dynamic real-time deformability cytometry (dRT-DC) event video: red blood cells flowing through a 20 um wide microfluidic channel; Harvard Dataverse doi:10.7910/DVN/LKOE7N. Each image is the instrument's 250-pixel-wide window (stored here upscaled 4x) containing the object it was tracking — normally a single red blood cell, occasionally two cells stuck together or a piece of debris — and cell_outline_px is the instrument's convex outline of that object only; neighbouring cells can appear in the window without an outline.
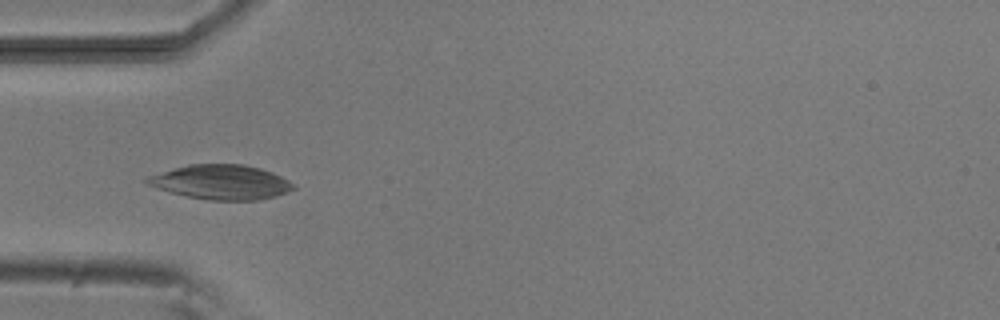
{"species": "common noctule bat (a hibernating species)", "species_latin": "Nyctalus noctula", "temperature_condition": "room temperature", "stored_images_in_passage": 7, "camera_frame_rate_fps": 3000, "um_per_image_px": 0.085, "animal": {"sex": "male", "body_mass_g": 20.5, "forearm_length_mm": 52.5}, "frame": {"image": 1, "passage_image": 5, "time_ms": 4.333, "image_size_px": [1000, 320], "cell_outline_px": [[296, 188], [288, 192], [276, 196], [260, 200], [208, 200], [188, 196], [156, 188], [148, 184], [144, 180], [148, 176], [188, 164], [244, 164], [260, 168], [272, 172], [296, 184]], "centroid_in_image_um": [18.84, 15.48], "position_along_channel_um": 66.2, "area_um2": 29.42}}
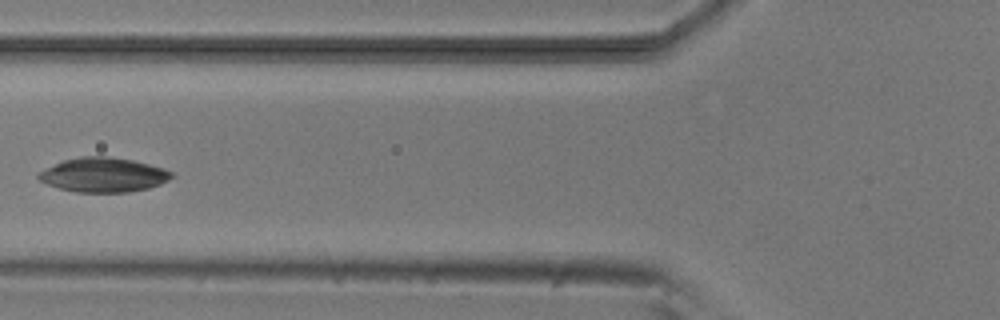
{"frame": {"image": 2, "passage_image": 6, "time_ms": 5.667, "image_size_px": [1000, 320], "cell_outline_px": [[176, 176], [160, 184], [148, 188], [128, 192], [76, 192], [60, 188], [48, 184], [40, 180], [36, 176], [40, 172], [64, 160], [80, 156], [108, 156], [132, 160], [164, 168], [172, 172]], "centroid_in_image_um": [8.83, 14.86], "position_along_channel_um": 117.0, "area_um2": 26.47}}
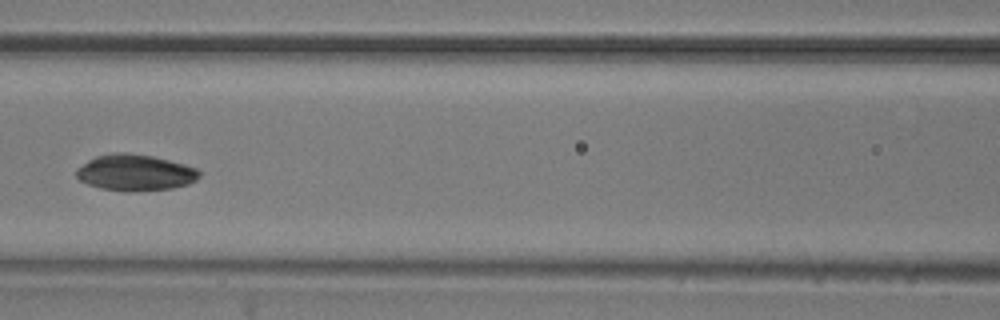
{"frame": {"image": 3, "passage_image": 7, "time_ms": 6.667, "image_size_px": [1000, 320], "cell_outline_px": [[200, 176], [196, 180], [188, 184], [172, 188], [132, 192], [128, 192], [100, 188], [88, 184], [80, 180], [76, 176], [76, 168], [88, 160], [96, 156], [116, 152], [124, 152], [152, 156], [184, 164], [196, 168], [200, 172]], "centroid_in_image_um": [11.47, 14.68], "position_along_channel_um": 155.1, "area_um2": 26.01}}